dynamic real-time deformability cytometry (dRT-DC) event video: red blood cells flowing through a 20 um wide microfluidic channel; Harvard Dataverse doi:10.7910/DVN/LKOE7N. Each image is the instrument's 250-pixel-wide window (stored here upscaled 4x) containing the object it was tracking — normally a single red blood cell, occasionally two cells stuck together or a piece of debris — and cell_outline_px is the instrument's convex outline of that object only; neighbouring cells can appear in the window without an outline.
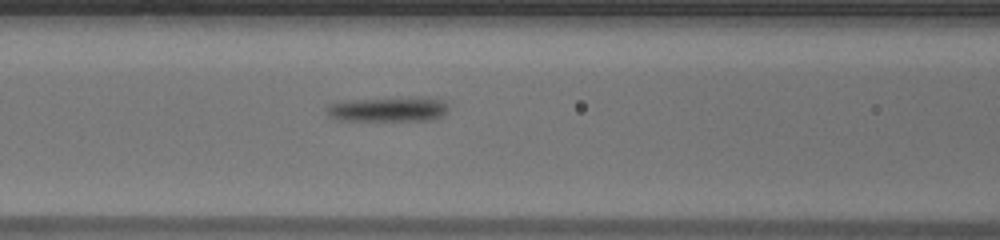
{"species": "human", "species_latin": "Homo sapiens", "temperature_condition": "warm", "stored_images_in_passage": 31, "camera_frame_rate_fps": 3000, "um_per_image_px": 0.085, "donor": {"sex": "male"}, "frame": {"image": 1, "passage_image": 11, "time_ms": 3.333, "image_size_px": [1000, 240], "cell_outline_px": [[448, 108], [440, 116], [428, 120], [336, 120], [328, 116], [324, 108], [328, 104], [344, 100], [416, 96], [444, 100], [448, 104]], "centroid_in_image_um": [32.93, 9.26], "position_along_channel_um": 133.7, "area_um2": 17.92}}
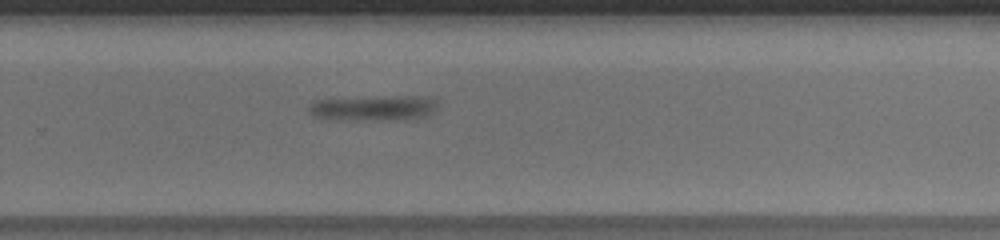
{"frame": {"image": 2, "passage_image": 25, "time_ms": 8.0, "image_size_px": [1000, 240], "cell_outline_px": [[436, 108], [428, 116], [404, 120], [328, 120], [316, 116], [308, 112], [308, 108], [316, 100], [384, 96], [424, 96], [436, 100]], "centroid_in_image_um": [31.78, 9.2], "position_along_channel_um": 298.0, "area_um2": 19.25}}
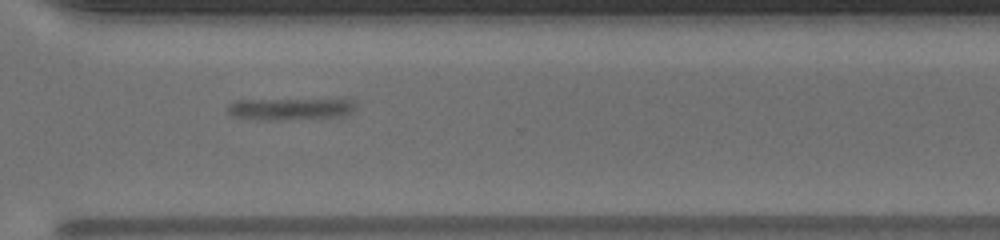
{"frame": {"image": 3, "passage_image": 29, "time_ms": 9.333, "image_size_px": [1000, 240], "cell_outline_px": [[356, 108], [352, 112], [344, 116], [280, 120], [260, 120], [232, 116], [228, 112], [228, 104], [236, 100], [336, 96], [348, 96], [356, 100]], "centroid_in_image_um": [24.88, 9.17], "position_along_channel_um": 345.7, "area_um2": 18.15}}